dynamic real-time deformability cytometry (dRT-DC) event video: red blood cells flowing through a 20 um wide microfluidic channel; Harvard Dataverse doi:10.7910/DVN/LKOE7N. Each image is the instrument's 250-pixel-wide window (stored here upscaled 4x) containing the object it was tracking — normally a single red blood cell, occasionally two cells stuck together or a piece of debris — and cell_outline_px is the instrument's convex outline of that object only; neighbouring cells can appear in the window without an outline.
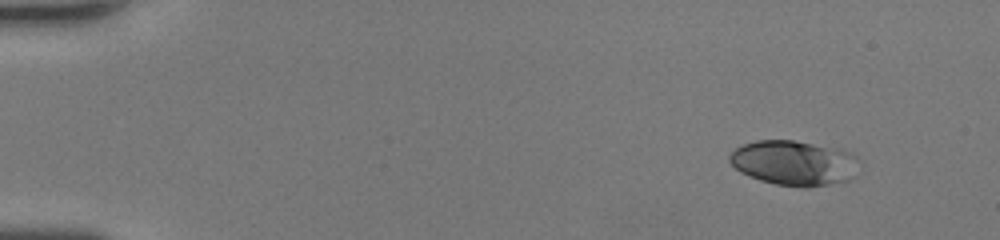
{"species": "human", "species_latin": "Homo sapiens", "temperature_condition": "room temperature", "stored_images_in_passage": 44, "camera_frame_rate_fps": 3000, "um_per_image_px": 0.085, "donor": {"sex": "female"}, "frame": {"image": 1, "passage_image": 1, "time_ms": 0.0, "image_size_px": [1000, 240], "cell_outline_px": [[860, 160], [852, 176], [848, 180], [808, 188], [800, 188], [776, 184], [760, 180], [748, 176], [740, 172], [728, 160], [728, 156], [736, 148], [744, 144], [756, 140], [792, 140], [836, 148], [852, 152]], "centroid_in_image_um": [67.48, 13.85], "position_along_channel_um": 17.5, "area_um2": 33.99}}
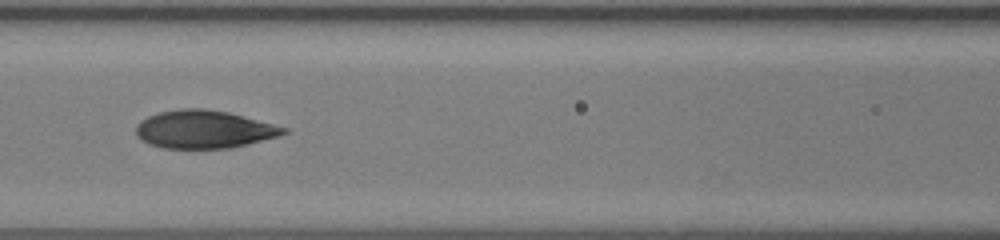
{"frame": {"image": 2, "passage_image": 19, "time_ms": 6.0, "image_size_px": [1000, 240], "cell_outline_px": [[288, 132], [280, 136], [248, 144], [228, 148], [160, 148], [148, 144], [140, 140], [136, 136], [136, 124], [140, 120], [148, 116], [160, 112], [184, 108], [204, 108], [228, 112], [288, 128]], "centroid_in_image_um": [17.31, 11.0], "position_along_channel_um": 149.3, "area_um2": 32.77}}
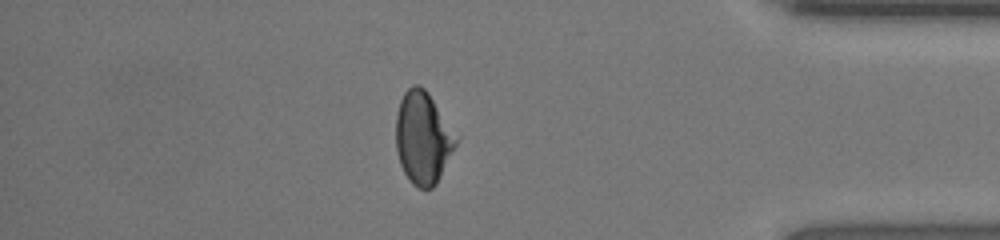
{"frame": {"image": 3, "passage_image": 38, "time_ms": 12.333, "image_size_px": [1000, 240], "cell_outline_px": [[460, 136], [436, 184], [432, 188], [416, 188], [408, 180], [400, 164], [396, 148], [396, 116], [400, 100], [404, 92], [412, 84], [420, 84], [428, 92]], "centroid_in_image_um": [35.96, 11.69], "position_along_channel_um": 399.2, "area_um2": 32.66}, "authors_computed_cell_mechanics": {"area_um2": 32.946, "velocity_mm_per_s": 4.4195, "shape_relaxation_time_tau1_ms": 3.5416, "shape_relaxation_time_tau2_ms": 1.5183, "deformation_change_tau1": 0.1381, "deformation_change_tau2": 0.0598}}